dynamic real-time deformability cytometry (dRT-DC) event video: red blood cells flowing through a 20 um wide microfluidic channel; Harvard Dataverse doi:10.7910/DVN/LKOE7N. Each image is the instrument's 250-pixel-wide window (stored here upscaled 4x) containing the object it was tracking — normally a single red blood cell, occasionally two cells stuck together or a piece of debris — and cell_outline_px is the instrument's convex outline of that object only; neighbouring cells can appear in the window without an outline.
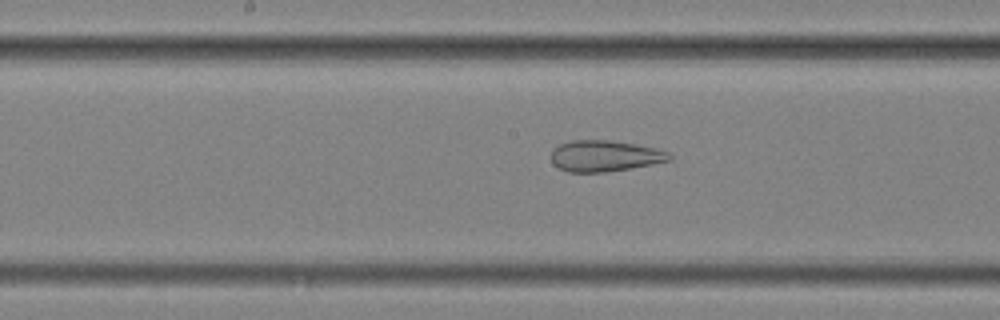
{"species": "common noctule bat (a hibernating species)", "species_latin": "Nyctalus noctula", "temperature_condition": "cold", "stored_images_in_passage": 48, "camera_frame_rate_fps": 3000, "um_per_image_px": 0.085, "animal": {"sex": "female", "body_mass_g": 25.1}, "frame": {"image": 1, "passage_image": 29, "time_ms": 9.333, "image_size_px": [1000, 320], "cell_outline_px": [[672, 160], [652, 164], [604, 172], [568, 172], [552, 164], [552, 148], [560, 144], [572, 140], [608, 140], [636, 144], [668, 152], [672, 156]], "centroid_in_image_um": [51.37, 13.25], "position_along_channel_um": 196.8, "area_um2": 21.27}}
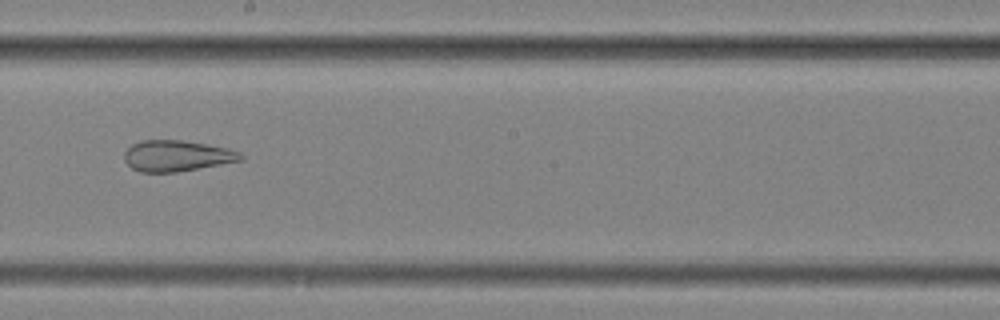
{"frame": {"image": 2, "passage_image": 32, "time_ms": 10.333, "image_size_px": [1000, 320], "cell_outline_px": [[244, 160], [176, 172], [140, 172], [132, 168], [124, 160], [124, 152], [132, 144], [144, 140], [180, 140], [228, 148], [240, 152], [244, 156]], "centroid_in_image_um": [15.03, 13.25], "position_along_channel_um": 233.2, "area_um2": 20.92}}
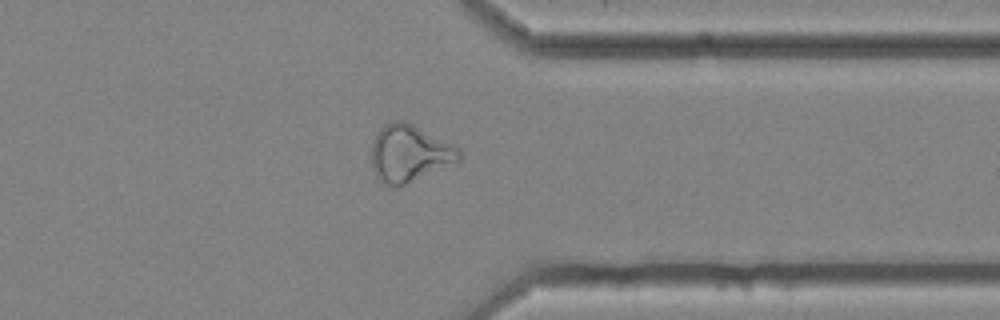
{"frame": {"image": 3, "passage_image": 44, "time_ms": 14.333, "image_size_px": [1000, 320], "cell_outline_px": [[460, 160], [396, 188], [380, 180], [376, 176], [372, 168], [372, 144], [380, 128], [384, 124], [392, 120], [404, 120], [460, 148]], "centroid_in_image_um": [34.77, 13.02], "position_along_channel_um": 376.6, "area_um2": 28.67}, "authors_computed_cell_mechanics": {"area_um2": 28.5532, "velocity_mm_per_s": 3.6442, "shape_relaxation_time_tau1_ms": null, "shape_relaxation_time_tau2_ms": 2.1782, "deformation_change_tau1": null, "deformation_change_tau2": 0.121}}